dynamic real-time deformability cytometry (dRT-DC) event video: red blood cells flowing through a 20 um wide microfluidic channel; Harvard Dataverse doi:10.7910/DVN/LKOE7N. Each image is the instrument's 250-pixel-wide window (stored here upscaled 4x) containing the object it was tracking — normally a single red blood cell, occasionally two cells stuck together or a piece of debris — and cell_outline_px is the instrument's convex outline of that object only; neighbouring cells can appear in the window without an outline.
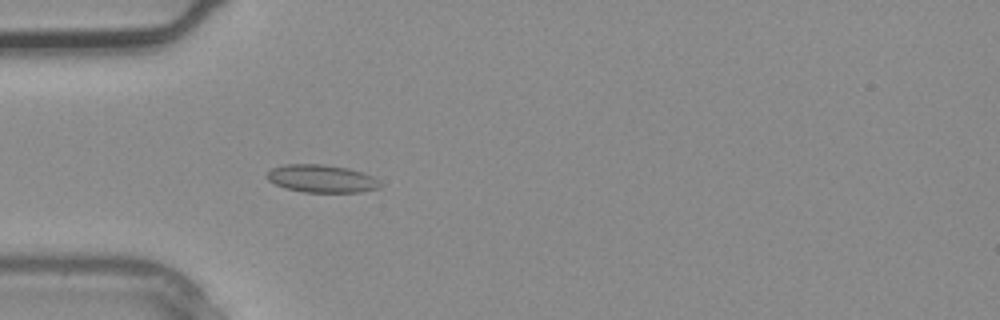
{"species": "common noctule bat (a hibernating species)", "species_latin": "Nyctalus noctula", "temperature_condition": "warm", "stored_images_in_passage": 1, "camera_frame_rate_fps": 3000, "um_per_image_px": 0.085, "animal": {"sex": "male", "body_mass_g": 20.4}, "frame": {"image": 1, "passage_image": 1, "time_ms": 0.0, "image_size_px": [1000, 320], "cell_outline_px": [[380, 188], [360, 192], [304, 192], [284, 188], [268, 180], [264, 176], [272, 168], [284, 164], [324, 164], [348, 168], [364, 172], [372, 176], [380, 184]], "centroid_in_image_um": [27.31, 15.18], "position_along_channel_um": 57.7, "area_um2": 18.38}}